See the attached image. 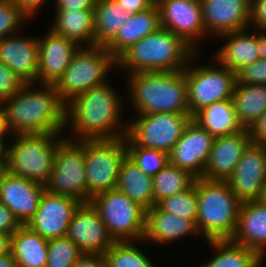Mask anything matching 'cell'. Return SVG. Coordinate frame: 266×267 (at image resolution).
I'll return each instance as SVG.
<instances>
[{"instance_id":"cell-1","label":"cell","mask_w":266,"mask_h":267,"mask_svg":"<svg viewBox=\"0 0 266 267\" xmlns=\"http://www.w3.org/2000/svg\"><path fill=\"white\" fill-rule=\"evenodd\" d=\"M112 87L107 82L81 92L66 103L65 126L71 124L73 137H78L74 141L126 136L128 125L125 123L123 129L120 125L121 97Z\"/></svg>"},{"instance_id":"cell-2","label":"cell","mask_w":266,"mask_h":267,"mask_svg":"<svg viewBox=\"0 0 266 267\" xmlns=\"http://www.w3.org/2000/svg\"><path fill=\"white\" fill-rule=\"evenodd\" d=\"M40 86L35 89L33 82L25 83L20 91L3 101L11 135L62 133L66 129V103L54 84Z\"/></svg>"},{"instance_id":"cell-3","label":"cell","mask_w":266,"mask_h":267,"mask_svg":"<svg viewBox=\"0 0 266 267\" xmlns=\"http://www.w3.org/2000/svg\"><path fill=\"white\" fill-rule=\"evenodd\" d=\"M128 94L136 114H189L185 69L129 75Z\"/></svg>"},{"instance_id":"cell-4","label":"cell","mask_w":266,"mask_h":267,"mask_svg":"<svg viewBox=\"0 0 266 267\" xmlns=\"http://www.w3.org/2000/svg\"><path fill=\"white\" fill-rule=\"evenodd\" d=\"M196 53L180 36L160 27L124 51L116 59V67L129 70L128 75L138 72L181 71L189 65Z\"/></svg>"},{"instance_id":"cell-5","label":"cell","mask_w":266,"mask_h":267,"mask_svg":"<svg viewBox=\"0 0 266 267\" xmlns=\"http://www.w3.org/2000/svg\"><path fill=\"white\" fill-rule=\"evenodd\" d=\"M196 227L208 240H230L237 227L241 201L227 181L196 178Z\"/></svg>"},{"instance_id":"cell-6","label":"cell","mask_w":266,"mask_h":267,"mask_svg":"<svg viewBox=\"0 0 266 267\" xmlns=\"http://www.w3.org/2000/svg\"><path fill=\"white\" fill-rule=\"evenodd\" d=\"M58 134L61 135V133L16 134L14 143L8 147L6 169L14 175L45 186L53 169L57 144L64 138L58 139Z\"/></svg>"},{"instance_id":"cell-7","label":"cell","mask_w":266,"mask_h":267,"mask_svg":"<svg viewBox=\"0 0 266 267\" xmlns=\"http://www.w3.org/2000/svg\"><path fill=\"white\" fill-rule=\"evenodd\" d=\"M114 65H117L116 58L105 47H79L54 86L67 103L81 92L107 83L106 76Z\"/></svg>"},{"instance_id":"cell-8","label":"cell","mask_w":266,"mask_h":267,"mask_svg":"<svg viewBox=\"0 0 266 267\" xmlns=\"http://www.w3.org/2000/svg\"><path fill=\"white\" fill-rule=\"evenodd\" d=\"M108 233L115 242L141 240L145 229V209L117 188L91 198Z\"/></svg>"},{"instance_id":"cell-9","label":"cell","mask_w":266,"mask_h":267,"mask_svg":"<svg viewBox=\"0 0 266 267\" xmlns=\"http://www.w3.org/2000/svg\"><path fill=\"white\" fill-rule=\"evenodd\" d=\"M87 203L96 194L117 188L119 170L127 156L126 139L84 140Z\"/></svg>"},{"instance_id":"cell-10","label":"cell","mask_w":266,"mask_h":267,"mask_svg":"<svg viewBox=\"0 0 266 267\" xmlns=\"http://www.w3.org/2000/svg\"><path fill=\"white\" fill-rule=\"evenodd\" d=\"M45 190L87 203L84 140L64 138L57 144L53 169Z\"/></svg>"},{"instance_id":"cell-11","label":"cell","mask_w":266,"mask_h":267,"mask_svg":"<svg viewBox=\"0 0 266 267\" xmlns=\"http://www.w3.org/2000/svg\"><path fill=\"white\" fill-rule=\"evenodd\" d=\"M192 119L190 114L179 113L139 115L127 124L126 145H138L169 154Z\"/></svg>"},{"instance_id":"cell-12","label":"cell","mask_w":266,"mask_h":267,"mask_svg":"<svg viewBox=\"0 0 266 267\" xmlns=\"http://www.w3.org/2000/svg\"><path fill=\"white\" fill-rule=\"evenodd\" d=\"M185 68L189 114L193 117L204 107L232 98L237 74L222 65Z\"/></svg>"},{"instance_id":"cell-13","label":"cell","mask_w":266,"mask_h":267,"mask_svg":"<svg viewBox=\"0 0 266 267\" xmlns=\"http://www.w3.org/2000/svg\"><path fill=\"white\" fill-rule=\"evenodd\" d=\"M160 10V25L180 36L195 51L197 42L207 34L200 0H156Z\"/></svg>"},{"instance_id":"cell-14","label":"cell","mask_w":266,"mask_h":267,"mask_svg":"<svg viewBox=\"0 0 266 267\" xmlns=\"http://www.w3.org/2000/svg\"><path fill=\"white\" fill-rule=\"evenodd\" d=\"M81 204L78 200L44 191L35 215L26 224L47 240L65 237L73 213Z\"/></svg>"},{"instance_id":"cell-15","label":"cell","mask_w":266,"mask_h":267,"mask_svg":"<svg viewBox=\"0 0 266 267\" xmlns=\"http://www.w3.org/2000/svg\"><path fill=\"white\" fill-rule=\"evenodd\" d=\"M82 254L106 251L115 243L93 205L81 203L73 213L66 235Z\"/></svg>"},{"instance_id":"cell-16","label":"cell","mask_w":266,"mask_h":267,"mask_svg":"<svg viewBox=\"0 0 266 267\" xmlns=\"http://www.w3.org/2000/svg\"><path fill=\"white\" fill-rule=\"evenodd\" d=\"M214 137L193 119L168 154L169 163L202 178Z\"/></svg>"},{"instance_id":"cell-17","label":"cell","mask_w":266,"mask_h":267,"mask_svg":"<svg viewBox=\"0 0 266 267\" xmlns=\"http://www.w3.org/2000/svg\"><path fill=\"white\" fill-rule=\"evenodd\" d=\"M227 182L241 202L259 200L266 182V146L251 143Z\"/></svg>"},{"instance_id":"cell-18","label":"cell","mask_w":266,"mask_h":267,"mask_svg":"<svg viewBox=\"0 0 266 267\" xmlns=\"http://www.w3.org/2000/svg\"><path fill=\"white\" fill-rule=\"evenodd\" d=\"M45 186L10 173L0 179V202L8 207L22 225L35 215Z\"/></svg>"},{"instance_id":"cell-19","label":"cell","mask_w":266,"mask_h":267,"mask_svg":"<svg viewBox=\"0 0 266 267\" xmlns=\"http://www.w3.org/2000/svg\"><path fill=\"white\" fill-rule=\"evenodd\" d=\"M38 37L39 59L37 81L55 84L69 66L79 45L65 36L53 32ZM41 37V38H40Z\"/></svg>"},{"instance_id":"cell-20","label":"cell","mask_w":266,"mask_h":267,"mask_svg":"<svg viewBox=\"0 0 266 267\" xmlns=\"http://www.w3.org/2000/svg\"><path fill=\"white\" fill-rule=\"evenodd\" d=\"M251 143L248 129L233 135L215 137L202 178L227 181Z\"/></svg>"},{"instance_id":"cell-21","label":"cell","mask_w":266,"mask_h":267,"mask_svg":"<svg viewBox=\"0 0 266 267\" xmlns=\"http://www.w3.org/2000/svg\"><path fill=\"white\" fill-rule=\"evenodd\" d=\"M200 4L208 35L219 36L249 27L250 0H200Z\"/></svg>"},{"instance_id":"cell-22","label":"cell","mask_w":266,"mask_h":267,"mask_svg":"<svg viewBox=\"0 0 266 267\" xmlns=\"http://www.w3.org/2000/svg\"><path fill=\"white\" fill-rule=\"evenodd\" d=\"M38 37L10 35L0 39V61L26 83L37 82Z\"/></svg>"},{"instance_id":"cell-23","label":"cell","mask_w":266,"mask_h":267,"mask_svg":"<svg viewBox=\"0 0 266 267\" xmlns=\"http://www.w3.org/2000/svg\"><path fill=\"white\" fill-rule=\"evenodd\" d=\"M266 258V204L260 200L241 202L237 227L230 239Z\"/></svg>"},{"instance_id":"cell-24","label":"cell","mask_w":266,"mask_h":267,"mask_svg":"<svg viewBox=\"0 0 266 267\" xmlns=\"http://www.w3.org/2000/svg\"><path fill=\"white\" fill-rule=\"evenodd\" d=\"M193 234L197 236L199 232L196 223L191 219L172 215L158 205L145 211V229L142 241L167 244Z\"/></svg>"},{"instance_id":"cell-25","label":"cell","mask_w":266,"mask_h":267,"mask_svg":"<svg viewBox=\"0 0 266 267\" xmlns=\"http://www.w3.org/2000/svg\"><path fill=\"white\" fill-rule=\"evenodd\" d=\"M245 30L247 29L219 35L218 37H225L227 42L216 51L217 53L213 57L216 63L236 74L247 65L260 59L257 34L247 33L249 31Z\"/></svg>"},{"instance_id":"cell-26","label":"cell","mask_w":266,"mask_h":267,"mask_svg":"<svg viewBox=\"0 0 266 267\" xmlns=\"http://www.w3.org/2000/svg\"><path fill=\"white\" fill-rule=\"evenodd\" d=\"M160 27V10L155 3L148 10L134 13L105 48L117 59L129 47Z\"/></svg>"},{"instance_id":"cell-27","label":"cell","mask_w":266,"mask_h":267,"mask_svg":"<svg viewBox=\"0 0 266 267\" xmlns=\"http://www.w3.org/2000/svg\"><path fill=\"white\" fill-rule=\"evenodd\" d=\"M193 120L214 138L233 135L244 129L237 119L232 98L204 107L193 116Z\"/></svg>"},{"instance_id":"cell-28","label":"cell","mask_w":266,"mask_h":267,"mask_svg":"<svg viewBox=\"0 0 266 267\" xmlns=\"http://www.w3.org/2000/svg\"><path fill=\"white\" fill-rule=\"evenodd\" d=\"M51 30L73 40L79 46L95 45L94 10L56 11ZM81 44V45H80Z\"/></svg>"},{"instance_id":"cell-29","label":"cell","mask_w":266,"mask_h":267,"mask_svg":"<svg viewBox=\"0 0 266 267\" xmlns=\"http://www.w3.org/2000/svg\"><path fill=\"white\" fill-rule=\"evenodd\" d=\"M48 240L22 225L12 236L10 252L15 262L25 267H46Z\"/></svg>"},{"instance_id":"cell-30","label":"cell","mask_w":266,"mask_h":267,"mask_svg":"<svg viewBox=\"0 0 266 267\" xmlns=\"http://www.w3.org/2000/svg\"><path fill=\"white\" fill-rule=\"evenodd\" d=\"M117 189L145 210L155 205L153 177L144 174L127 156L120 166Z\"/></svg>"},{"instance_id":"cell-31","label":"cell","mask_w":266,"mask_h":267,"mask_svg":"<svg viewBox=\"0 0 266 267\" xmlns=\"http://www.w3.org/2000/svg\"><path fill=\"white\" fill-rule=\"evenodd\" d=\"M232 100L239 123L249 129L266 112V85L237 81Z\"/></svg>"},{"instance_id":"cell-32","label":"cell","mask_w":266,"mask_h":267,"mask_svg":"<svg viewBox=\"0 0 266 267\" xmlns=\"http://www.w3.org/2000/svg\"><path fill=\"white\" fill-rule=\"evenodd\" d=\"M133 14L116 0H97L94 8L95 45L106 47Z\"/></svg>"},{"instance_id":"cell-33","label":"cell","mask_w":266,"mask_h":267,"mask_svg":"<svg viewBox=\"0 0 266 267\" xmlns=\"http://www.w3.org/2000/svg\"><path fill=\"white\" fill-rule=\"evenodd\" d=\"M216 255L203 267H260L263 259L253 250L231 240H208Z\"/></svg>"},{"instance_id":"cell-34","label":"cell","mask_w":266,"mask_h":267,"mask_svg":"<svg viewBox=\"0 0 266 267\" xmlns=\"http://www.w3.org/2000/svg\"><path fill=\"white\" fill-rule=\"evenodd\" d=\"M195 180L196 177L190 172L168 163L153 177L155 205L165 198L186 191L194 185Z\"/></svg>"},{"instance_id":"cell-35","label":"cell","mask_w":266,"mask_h":267,"mask_svg":"<svg viewBox=\"0 0 266 267\" xmlns=\"http://www.w3.org/2000/svg\"><path fill=\"white\" fill-rule=\"evenodd\" d=\"M108 267H155L131 241L115 242L104 254Z\"/></svg>"},{"instance_id":"cell-36","label":"cell","mask_w":266,"mask_h":267,"mask_svg":"<svg viewBox=\"0 0 266 267\" xmlns=\"http://www.w3.org/2000/svg\"><path fill=\"white\" fill-rule=\"evenodd\" d=\"M127 157L135 163L140 170L154 177L168 163V154L160 150L148 149L138 145H126Z\"/></svg>"},{"instance_id":"cell-37","label":"cell","mask_w":266,"mask_h":267,"mask_svg":"<svg viewBox=\"0 0 266 267\" xmlns=\"http://www.w3.org/2000/svg\"><path fill=\"white\" fill-rule=\"evenodd\" d=\"M81 254L67 236L48 240L46 267H73Z\"/></svg>"},{"instance_id":"cell-38","label":"cell","mask_w":266,"mask_h":267,"mask_svg":"<svg viewBox=\"0 0 266 267\" xmlns=\"http://www.w3.org/2000/svg\"><path fill=\"white\" fill-rule=\"evenodd\" d=\"M157 205L172 215L191 219L196 223L197 193L195 185L182 193L161 200Z\"/></svg>"},{"instance_id":"cell-39","label":"cell","mask_w":266,"mask_h":267,"mask_svg":"<svg viewBox=\"0 0 266 267\" xmlns=\"http://www.w3.org/2000/svg\"><path fill=\"white\" fill-rule=\"evenodd\" d=\"M29 16L12 0H0V39L13 35Z\"/></svg>"},{"instance_id":"cell-40","label":"cell","mask_w":266,"mask_h":267,"mask_svg":"<svg viewBox=\"0 0 266 267\" xmlns=\"http://www.w3.org/2000/svg\"><path fill=\"white\" fill-rule=\"evenodd\" d=\"M25 83L9 66L0 61V102L20 91Z\"/></svg>"},{"instance_id":"cell-41","label":"cell","mask_w":266,"mask_h":267,"mask_svg":"<svg viewBox=\"0 0 266 267\" xmlns=\"http://www.w3.org/2000/svg\"><path fill=\"white\" fill-rule=\"evenodd\" d=\"M237 81L240 84L266 85V59H258L241 69L237 73Z\"/></svg>"},{"instance_id":"cell-42","label":"cell","mask_w":266,"mask_h":267,"mask_svg":"<svg viewBox=\"0 0 266 267\" xmlns=\"http://www.w3.org/2000/svg\"><path fill=\"white\" fill-rule=\"evenodd\" d=\"M251 25L257 31L266 30V0H250L249 26Z\"/></svg>"},{"instance_id":"cell-43","label":"cell","mask_w":266,"mask_h":267,"mask_svg":"<svg viewBox=\"0 0 266 267\" xmlns=\"http://www.w3.org/2000/svg\"><path fill=\"white\" fill-rule=\"evenodd\" d=\"M21 226L12 211L0 202V232L12 236Z\"/></svg>"},{"instance_id":"cell-44","label":"cell","mask_w":266,"mask_h":267,"mask_svg":"<svg viewBox=\"0 0 266 267\" xmlns=\"http://www.w3.org/2000/svg\"><path fill=\"white\" fill-rule=\"evenodd\" d=\"M56 11L94 10L97 0H55Z\"/></svg>"},{"instance_id":"cell-45","label":"cell","mask_w":266,"mask_h":267,"mask_svg":"<svg viewBox=\"0 0 266 267\" xmlns=\"http://www.w3.org/2000/svg\"><path fill=\"white\" fill-rule=\"evenodd\" d=\"M252 143L266 146V112L248 129Z\"/></svg>"},{"instance_id":"cell-46","label":"cell","mask_w":266,"mask_h":267,"mask_svg":"<svg viewBox=\"0 0 266 267\" xmlns=\"http://www.w3.org/2000/svg\"><path fill=\"white\" fill-rule=\"evenodd\" d=\"M123 8L124 12L131 14L148 10L156 0H116Z\"/></svg>"},{"instance_id":"cell-47","label":"cell","mask_w":266,"mask_h":267,"mask_svg":"<svg viewBox=\"0 0 266 267\" xmlns=\"http://www.w3.org/2000/svg\"><path fill=\"white\" fill-rule=\"evenodd\" d=\"M104 263L105 257L100 253L81 254L73 267H101Z\"/></svg>"},{"instance_id":"cell-48","label":"cell","mask_w":266,"mask_h":267,"mask_svg":"<svg viewBox=\"0 0 266 267\" xmlns=\"http://www.w3.org/2000/svg\"><path fill=\"white\" fill-rule=\"evenodd\" d=\"M12 1H14L18 6H20L21 9L29 17H31L32 15H34V13L37 12V9L40 11L39 8L45 2V0H12Z\"/></svg>"},{"instance_id":"cell-49","label":"cell","mask_w":266,"mask_h":267,"mask_svg":"<svg viewBox=\"0 0 266 267\" xmlns=\"http://www.w3.org/2000/svg\"><path fill=\"white\" fill-rule=\"evenodd\" d=\"M10 133L11 132L8 128L7 120H6V110H5L3 102H0V138L4 139L6 134L10 135Z\"/></svg>"},{"instance_id":"cell-50","label":"cell","mask_w":266,"mask_h":267,"mask_svg":"<svg viewBox=\"0 0 266 267\" xmlns=\"http://www.w3.org/2000/svg\"><path fill=\"white\" fill-rule=\"evenodd\" d=\"M11 235L0 232V257L10 253Z\"/></svg>"},{"instance_id":"cell-51","label":"cell","mask_w":266,"mask_h":267,"mask_svg":"<svg viewBox=\"0 0 266 267\" xmlns=\"http://www.w3.org/2000/svg\"><path fill=\"white\" fill-rule=\"evenodd\" d=\"M257 33V44L259 45V58L266 59V30H260Z\"/></svg>"},{"instance_id":"cell-52","label":"cell","mask_w":266,"mask_h":267,"mask_svg":"<svg viewBox=\"0 0 266 267\" xmlns=\"http://www.w3.org/2000/svg\"><path fill=\"white\" fill-rule=\"evenodd\" d=\"M6 139L0 138V167H7L8 164V145Z\"/></svg>"},{"instance_id":"cell-53","label":"cell","mask_w":266,"mask_h":267,"mask_svg":"<svg viewBox=\"0 0 266 267\" xmlns=\"http://www.w3.org/2000/svg\"><path fill=\"white\" fill-rule=\"evenodd\" d=\"M15 264V259L11 252L0 257V267H13Z\"/></svg>"},{"instance_id":"cell-54","label":"cell","mask_w":266,"mask_h":267,"mask_svg":"<svg viewBox=\"0 0 266 267\" xmlns=\"http://www.w3.org/2000/svg\"><path fill=\"white\" fill-rule=\"evenodd\" d=\"M259 200L266 204V182L264 183Z\"/></svg>"},{"instance_id":"cell-55","label":"cell","mask_w":266,"mask_h":267,"mask_svg":"<svg viewBox=\"0 0 266 267\" xmlns=\"http://www.w3.org/2000/svg\"><path fill=\"white\" fill-rule=\"evenodd\" d=\"M7 167H0V179Z\"/></svg>"},{"instance_id":"cell-56","label":"cell","mask_w":266,"mask_h":267,"mask_svg":"<svg viewBox=\"0 0 266 267\" xmlns=\"http://www.w3.org/2000/svg\"><path fill=\"white\" fill-rule=\"evenodd\" d=\"M13 267H25V266H22V265H19L15 262V264L13 265Z\"/></svg>"},{"instance_id":"cell-57","label":"cell","mask_w":266,"mask_h":267,"mask_svg":"<svg viewBox=\"0 0 266 267\" xmlns=\"http://www.w3.org/2000/svg\"><path fill=\"white\" fill-rule=\"evenodd\" d=\"M101 267H108V265L106 263H104Z\"/></svg>"}]
</instances>
